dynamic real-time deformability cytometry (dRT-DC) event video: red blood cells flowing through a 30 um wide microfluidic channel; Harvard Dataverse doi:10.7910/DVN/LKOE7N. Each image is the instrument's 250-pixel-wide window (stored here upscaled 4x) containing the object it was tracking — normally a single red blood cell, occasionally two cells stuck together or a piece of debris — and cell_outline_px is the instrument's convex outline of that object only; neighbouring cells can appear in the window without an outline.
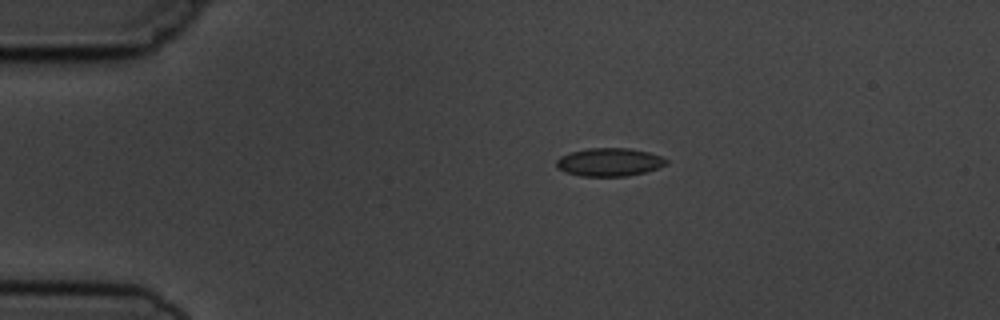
{"species": "common noctule bat (a hibernating species)", "species_latin": "Nyctalus noctula", "temperature_condition": "cold", "stored_images_in_passage": 5, "camera_frame_rate_fps": 3000, "um_per_image_px": 0.085, "animal": {"sex": "male", "body_mass_g": 19.5, "forearm_length_mm": 54.6}, "frame": {"image": 1, "passage_image": 3, "time_ms": 3.333, "image_size_px": [1000, 320], "cell_outline_px": [[668, 164], [644, 172], [628, 176], [580, 176], [564, 172], [556, 168], [556, 160], [560, 156], [568, 152], [588, 148], [628, 148], [648, 152], [660, 156], [668, 160]], "centroid_in_image_um": [51.74, 13.78], "position_along_channel_um": 33.3, "area_um2": 18.15}}
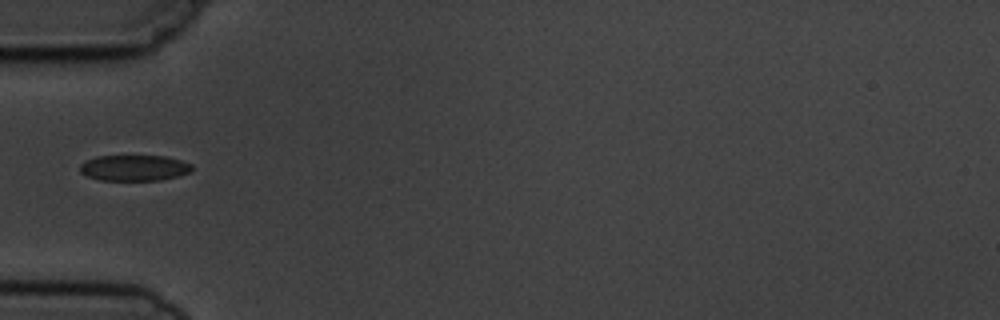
{"frame": {"image": 2, "passage_image": 5, "time_ms": 5.667, "image_size_px": [1000, 320], "cell_outline_px": [[192, 172], [160, 180], [100, 180], [88, 176], [80, 172], [80, 164], [96, 156], [164, 156], [180, 160], [192, 164]], "centroid_in_image_um": [11.42, 14.27], "position_along_channel_um": 73.6, "area_um2": 16.76}}